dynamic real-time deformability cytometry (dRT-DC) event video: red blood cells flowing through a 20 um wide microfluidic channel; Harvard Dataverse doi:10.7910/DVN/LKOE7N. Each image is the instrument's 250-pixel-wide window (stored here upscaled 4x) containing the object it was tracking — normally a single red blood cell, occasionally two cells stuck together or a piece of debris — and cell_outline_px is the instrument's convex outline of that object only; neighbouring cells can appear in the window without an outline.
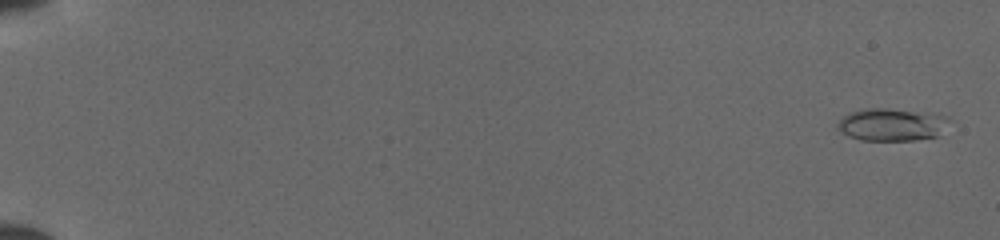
{"species": "common noctule bat (a hibernating species)", "species_latin": "Nyctalus noctula", "temperature_condition": "cold", "stored_images_in_passage": 51, "camera_frame_rate_fps": 3000, "um_per_image_px": 0.085, "animal": {"sex": "female", "body_mass_g": 19.5, "forearm_length_mm": 54.1}, "frame": {"image": 1, "passage_image": 2, "time_ms": 0.333, "image_size_px": [1000, 240], "cell_outline_px": [[948, 120], [936, 136], [912, 140], [860, 140], [848, 136], [840, 132], [836, 128], [836, 124], [844, 116], [852, 112], [868, 108], [884, 108], [948, 116]], "centroid_in_image_um": [75.69, 10.6], "position_along_channel_um": 9.3, "area_um2": 20.58}}
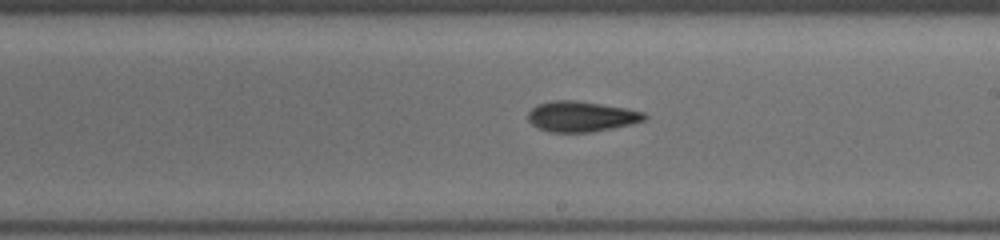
{"frame": {"image": 2, "passage_image": 32, "time_ms": 10.333, "image_size_px": [1000, 240], "cell_outline_px": [[648, 116], [644, 120], [628, 124], [588, 132], [548, 132], [532, 124], [528, 120], [528, 112], [536, 104], [552, 100], [576, 100], [628, 108], [644, 112]], "centroid_in_image_um": [49.37, 9.88], "position_along_channel_um": 239.6, "area_um2": 20.52}}
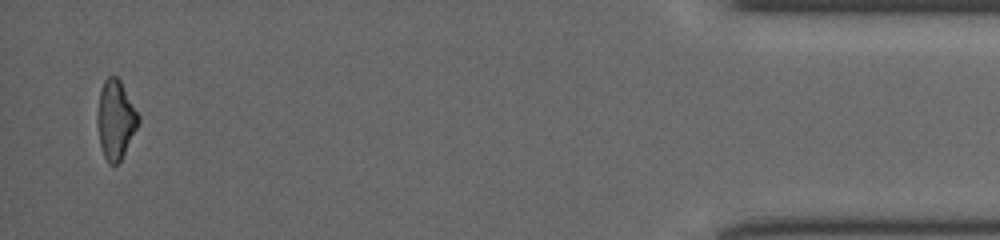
{"frame": {"image": 3, "passage_image": 50, "time_ms": 16.333, "image_size_px": [1000, 240], "cell_outline_px": [[140, 124], [120, 160], [116, 164], [108, 164], [104, 156], [100, 144], [100, 88], [104, 80], [108, 76], [116, 76], [120, 80], [140, 116]], "centroid_in_image_um": [9.89, 10.16], "position_along_channel_um": 425.3, "area_um2": 18.15}}